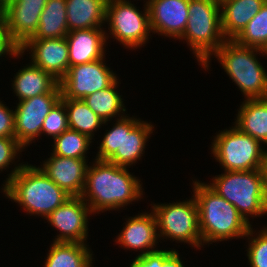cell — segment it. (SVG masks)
<instances>
[{
  "label": "cell",
  "instance_id": "cell-1",
  "mask_svg": "<svg viewBox=\"0 0 267 267\" xmlns=\"http://www.w3.org/2000/svg\"><path fill=\"white\" fill-rule=\"evenodd\" d=\"M94 162L87 168L80 196L92 213L116 210L142 197L141 181L129 173L127 167L97 159Z\"/></svg>",
  "mask_w": 267,
  "mask_h": 267
},
{
  "label": "cell",
  "instance_id": "cell-2",
  "mask_svg": "<svg viewBox=\"0 0 267 267\" xmlns=\"http://www.w3.org/2000/svg\"><path fill=\"white\" fill-rule=\"evenodd\" d=\"M12 169L3 185L5 196L27 212L47 218L71 196L58 187L42 170L27 164Z\"/></svg>",
  "mask_w": 267,
  "mask_h": 267
},
{
  "label": "cell",
  "instance_id": "cell-3",
  "mask_svg": "<svg viewBox=\"0 0 267 267\" xmlns=\"http://www.w3.org/2000/svg\"><path fill=\"white\" fill-rule=\"evenodd\" d=\"M193 183L192 197H195L198 205L203 245L247 235L252 225L244 220L233 204L218 195L206 183L198 180Z\"/></svg>",
  "mask_w": 267,
  "mask_h": 267
},
{
  "label": "cell",
  "instance_id": "cell-4",
  "mask_svg": "<svg viewBox=\"0 0 267 267\" xmlns=\"http://www.w3.org/2000/svg\"><path fill=\"white\" fill-rule=\"evenodd\" d=\"M256 54L267 56L266 51L242 46L234 39H227L212 54L245 95V99L267 97V72L256 58Z\"/></svg>",
  "mask_w": 267,
  "mask_h": 267
},
{
  "label": "cell",
  "instance_id": "cell-5",
  "mask_svg": "<svg viewBox=\"0 0 267 267\" xmlns=\"http://www.w3.org/2000/svg\"><path fill=\"white\" fill-rule=\"evenodd\" d=\"M189 17L185 32L179 40H186L203 68L209 67L212 54L227 40L221 28L219 0H189Z\"/></svg>",
  "mask_w": 267,
  "mask_h": 267
},
{
  "label": "cell",
  "instance_id": "cell-6",
  "mask_svg": "<svg viewBox=\"0 0 267 267\" xmlns=\"http://www.w3.org/2000/svg\"><path fill=\"white\" fill-rule=\"evenodd\" d=\"M120 115L113 128L106 130L96 159L128 167L135 165L143 156L146 141L153 133L154 126L134 117Z\"/></svg>",
  "mask_w": 267,
  "mask_h": 267
},
{
  "label": "cell",
  "instance_id": "cell-7",
  "mask_svg": "<svg viewBox=\"0 0 267 267\" xmlns=\"http://www.w3.org/2000/svg\"><path fill=\"white\" fill-rule=\"evenodd\" d=\"M212 180L207 185L233 204L247 223L250 224L248 216L261 217L267 214V196L260 169L225 171Z\"/></svg>",
  "mask_w": 267,
  "mask_h": 267
},
{
  "label": "cell",
  "instance_id": "cell-8",
  "mask_svg": "<svg viewBox=\"0 0 267 267\" xmlns=\"http://www.w3.org/2000/svg\"><path fill=\"white\" fill-rule=\"evenodd\" d=\"M260 145L259 140L232 126L214 137L211 153L224 171H250L260 169L267 152Z\"/></svg>",
  "mask_w": 267,
  "mask_h": 267
},
{
  "label": "cell",
  "instance_id": "cell-9",
  "mask_svg": "<svg viewBox=\"0 0 267 267\" xmlns=\"http://www.w3.org/2000/svg\"><path fill=\"white\" fill-rule=\"evenodd\" d=\"M158 235L179 242L189 243L192 247L203 244L199 228V210L194 198L169 204H153ZM160 230V231H159Z\"/></svg>",
  "mask_w": 267,
  "mask_h": 267
},
{
  "label": "cell",
  "instance_id": "cell-10",
  "mask_svg": "<svg viewBox=\"0 0 267 267\" xmlns=\"http://www.w3.org/2000/svg\"><path fill=\"white\" fill-rule=\"evenodd\" d=\"M140 13L131 1L108 0L106 22L110 35L121 42L124 47L137 49L142 47L150 36V19L147 4Z\"/></svg>",
  "mask_w": 267,
  "mask_h": 267
},
{
  "label": "cell",
  "instance_id": "cell-11",
  "mask_svg": "<svg viewBox=\"0 0 267 267\" xmlns=\"http://www.w3.org/2000/svg\"><path fill=\"white\" fill-rule=\"evenodd\" d=\"M61 99L58 84L51 92L19 101L14 111V138L25 148L41 135L44 119Z\"/></svg>",
  "mask_w": 267,
  "mask_h": 267
},
{
  "label": "cell",
  "instance_id": "cell-12",
  "mask_svg": "<svg viewBox=\"0 0 267 267\" xmlns=\"http://www.w3.org/2000/svg\"><path fill=\"white\" fill-rule=\"evenodd\" d=\"M104 60L102 58L70 66L66 75L59 81L61 98L83 99L110 86L117 77L113 70L103 63Z\"/></svg>",
  "mask_w": 267,
  "mask_h": 267
},
{
  "label": "cell",
  "instance_id": "cell-13",
  "mask_svg": "<svg viewBox=\"0 0 267 267\" xmlns=\"http://www.w3.org/2000/svg\"><path fill=\"white\" fill-rule=\"evenodd\" d=\"M88 214H93L81 197H71L54 210L45 220L60 234L54 242H77L86 244Z\"/></svg>",
  "mask_w": 267,
  "mask_h": 267
},
{
  "label": "cell",
  "instance_id": "cell-14",
  "mask_svg": "<svg viewBox=\"0 0 267 267\" xmlns=\"http://www.w3.org/2000/svg\"><path fill=\"white\" fill-rule=\"evenodd\" d=\"M47 1L13 0L5 5L6 31L17 48L37 32L40 15Z\"/></svg>",
  "mask_w": 267,
  "mask_h": 267
},
{
  "label": "cell",
  "instance_id": "cell-15",
  "mask_svg": "<svg viewBox=\"0 0 267 267\" xmlns=\"http://www.w3.org/2000/svg\"><path fill=\"white\" fill-rule=\"evenodd\" d=\"M28 49L32 56L30 63L50 73L58 81L69 70L68 43L65 37L28 39L18 51L23 55Z\"/></svg>",
  "mask_w": 267,
  "mask_h": 267
},
{
  "label": "cell",
  "instance_id": "cell-16",
  "mask_svg": "<svg viewBox=\"0 0 267 267\" xmlns=\"http://www.w3.org/2000/svg\"><path fill=\"white\" fill-rule=\"evenodd\" d=\"M147 6L153 33L176 40L182 37L189 17V0H150Z\"/></svg>",
  "mask_w": 267,
  "mask_h": 267
},
{
  "label": "cell",
  "instance_id": "cell-17",
  "mask_svg": "<svg viewBox=\"0 0 267 267\" xmlns=\"http://www.w3.org/2000/svg\"><path fill=\"white\" fill-rule=\"evenodd\" d=\"M87 159H77L52 154L41 170L71 197H80L84 190Z\"/></svg>",
  "mask_w": 267,
  "mask_h": 267
},
{
  "label": "cell",
  "instance_id": "cell-18",
  "mask_svg": "<svg viewBox=\"0 0 267 267\" xmlns=\"http://www.w3.org/2000/svg\"><path fill=\"white\" fill-rule=\"evenodd\" d=\"M129 218L115 242L126 249L141 250L139 256L157 251L154 246L158 243L159 235L154 213L144 212Z\"/></svg>",
  "mask_w": 267,
  "mask_h": 267
},
{
  "label": "cell",
  "instance_id": "cell-19",
  "mask_svg": "<svg viewBox=\"0 0 267 267\" xmlns=\"http://www.w3.org/2000/svg\"><path fill=\"white\" fill-rule=\"evenodd\" d=\"M102 28L80 29L68 32L69 65L76 66L105 58L104 50L108 39Z\"/></svg>",
  "mask_w": 267,
  "mask_h": 267
},
{
  "label": "cell",
  "instance_id": "cell-20",
  "mask_svg": "<svg viewBox=\"0 0 267 267\" xmlns=\"http://www.w3.org/2000/svg\"><path fill=\"white\" fill-rule=\"evenodd\" d=\"M221 28L226 39H235L257 15L266 0H219Z\"/></svg>",
  "mask_w": 267,
  "mask_h": 267
},
{
  "label": "cell",
  "instance_id": "cell-21",
  "mask_svg": "<svg viewBox=\"0 0 267 267\" xmlns=\"http://www.w3.org/2000/svg\"><path fill=\"white\" fill-rule=\"evenodd\" d=\"M107 2L108 0H66L68 31L101 28L106 22Z\"/></svg>",
  "mask_w": 267,
  "mask_h": 267
},
{
  "label": "cell",
  "instance_id": "cell-22",
  "mask_svg": "<svg viewBox=\"0 0 267 267\" xmlns=\"http://www.w3.org/2000/svg\"><path fill=\"white\" fill-rule=\"evenodd\" d=\"M59 81L50 73L33 65H26L19 70L14 77L12 88L18 96L19 101H23L41 94L51 92Z\"/></svg>",
  "mask_w": 267,
  "mask_h": 267
},
{
  "label": "cell",
  "instance_id": "cell-23",
  "mask_svg": "<svg viewBox=\"0 0 267 267\" xmlns=\"http://www.w3.org/2000/svg\"><path fill=\"white\" fill-rule=\"evenodd\" d=\"M243 133L267 145V97L245 99L234 124Z\"/></svg>",
  "mask_w": 267,
  "mask_h": 267
},
{
  "label": "cell",
  "instance_id": "cell-24",
  "mask_svg": "<svg viewBox=\"0 0 267 267\" xmlns=\"http://www.w3.org/2000/svg\"><path fill=\"white\" fill-rule=\"evenodd\" d=\"M92 256L86 244L53 241L44 267H92Z\"/></svg>",
  "mask_w": 267,
  "mask_h": 267
},
{
  "label": "cell",
  "instance_id": "cell-25",
  "mask_svg": "<svg viewBox=\"0 0 267 267\" xmlns=\"http://www.w3.org/2000/svg\"><path fill=\"white\" fill-rule=\"evenodd\" d=\"M68 32L66 0H48L37 32L30 39L64 38Z\"/></svg>",
  "mask_w": 267,
  "mask_h": 267
},
{
  "label": "cell",
  "instance_id": "cell-26",
  "mask_svg": "<svg viewBox=\"0 0 267 267\" xmlns=\"http://www.w3.org/2000/svg\"><path fill=\"white\" fill-rule=\"evenodd\" d=\"M65 102L69 129L78 131L91 140L94 132L102 124H107L101 117L95 114L83 101V99L61 98Z\"/></svg>",
  "mask_w": 267,
  "mask_h": 267
},
{
  "label": "cell",
  "instance_id": "cell-27",
  "mask_svg": "<svg viewBox=\"0 0 267 267\" xmlns=\"http://www.w3.org/2000/svg\"><path fill=\"white\" fill-rule=\"evenodd\" d=\"M118 83V79H116L107 88L96 91L83 98L86 105L105 122L111 121L110 119L116 117L117 114L119 117L120 113L126 111L123 98H121L120 93L116 90Z\"/></svg>",
  "mask_w": 267,
  "mask_h": 267
},
{
  "label": "cell",
  "instance_id": "cell-28",
  "mask_svg": "<svg viewBox=\"0 0 267 267\" xmlns=\"http://www.w3.org/2000/svg\"><path fill=\"white\" fill-rule=\"evenodd\" d=\"M234 40L242 46L267 52V0Z\"/></svg>",
  "mask_w": 267,
  "mask_h": 267
},
{
  "label": "cell",
  "instance_id": "cell-29",
  "mask_svg": "<svg viewBox=\"0 0 267 267\" xmlns=\"http://www.w3.org/2000/svg\"><path fill=\"white\" fill-rule=\"evenodd\" d=\"M53 152L56 156L86 159L85 156L93 142L91 139L78 131L67 129L61 135L55 137Z\"/></svg>",
  "mask_w": 267,
  "mask_h": 267
},
{
  "label": "cell",
  "instance_id": "cell-30",
  "mask_svg": "<svg viewBox=\"0 0 267 267\" xmlns=\"http://www.w3.org/2000/svg\"><path fill=\"white\" fill-rule=\"evenodd\" d=\"M67 129H69L67 110L65 102L60 99L44 119L41 134L45 133L54 139Z\"/></svg>",
  "mask_w": 267,
  "mask_h": 267
},
{
  "label": "cell",
  "instance_id": "cell-31",
  "mask_svg": "<svg viewBox=\"0 0 267 267\" xmlns=\"http://www.w3.org/2000/svg\"><path fill=\"white\" fill-rule=\"evenodd\" d=\"M260 232V233H259ZM256 233L253 236V228H249L248 233L245 237H248L251 243L248 245L247 256L249 265L251 267H267V227Z\"/></svg>",
  "mask_w": 267,
  "mask_h": 267
},
{
  "label": "cell",
  "instance_id": "cell-32",
  "mask_svg": "<svg viewBox=\"0 0 267 267\" xmlns=\"http://www.w3.org/2000/svg\"><path fill=\"white\" fill-rule=\"evenodd\" d=\"M23 149L25 148L15 138L0 137V170L3 171L15 162V156Z\"/></svg>",
  "mask_w": 267,
  "mask_h": 267
},
{
  "label": "cell",
  "instance_id": "cell-33",
  "mask_svg": "<svg viewBox=\"0 0 267 267\" xmlns=\"http://www.w3.org/2000/svg\"><path fill=\"white\" fill-rule=\"evenodd\" d=\"M172 251L157 250L142 256H136L130 267H163V260Z\"/></svg>",
  "mask_w": 267,
  "mask_h": 267
},
{
  "label": "cell",
  "instance_id": "cell-34",
  "mask_svg": "<svg viewBox=\"0 0 267 267\" xmlns=\"http://www.w3.org/2000/svg\"><path fill=\"white\" fill-rule=\"evenodd\" d=\"M14 111L0 101V137L14 138Z\"/></svg>",
  "mask_w": 267,
  "mask_h": 267
},
{
  "label": "cell",
  "instance_id": "cell-35",
  "mask_svg": "<svg viewBox=\"0 0 267 267\" xmlns=\"http://www.w3.org/2000/svg\"><path fill=\"white\" fill-rule=\"evenodd\" d=\"M5 54L19 57L21 53L18 51V48L10 41L7 31L6 23H0V57Z\"/></svg>",
  "mask_w": 267,
  "mask_h": 267
},
{
  "label": "cell",
  "instance_id": "cell-36",
  "mask_svg": "<svg viewBox=\"0 0 267 267\" xmlns=\"http://www.w3.org/2000/svg\"><path fill=\"white\" fill-rule=\"evenodd\" d=\"M179 253L174 249L163 260V267H185L182 264Z\"/></svg>",
  "mask_w": 267,
  "mask_h": 267
},
{
  "label": "cell",
  "instance_id": "cell-37",
  "mask_svg": "<svg viewBox=\"0 0 267 267\" xmlns=\"http://www.w3.org/2000/svg\"><path fill=\"white\" fill-rule=\"evenodd\" d=\"M260 171L262 174L264 192L267 196V152L263 158V161H262V164L260 167Z\"/></svg>",
  "mask_w": 267,
  "mask_h": 267
},
{
  "label": "cell",
  "instance_id": "cell-38",
  "mask_svg": "<svg viewBox=\"0 0 267 267\" xmlns=\"http://www.w3.org/2000/svg\"><path fill=\"white\" fill-rule=\"evenodd\" d=\"M0 23H6L5 21V4L0 0Z\"/></svg>",
  "mask_w": 267,
  "mask_h": 267
},
{
  "label": "cell",
  "instance_id": "cell-39",
  "mask_svg": "<svg viewBox=\"0 0 267 267\" xmlns=\"http://www.w3.org/2000/svg\"><path fill=\"white\" fill-rule=\"evenodd\" d=\"M3 1V3L6 5V4H8L9 2H11V1H13V0H2Z\"/></svg>",
  "mask_w": 267,
  "mask_h": 267
},
{
  "label": "cell",
  "instance_id": "cell-40",
  "mask_svg": "<svg viewBox=\"0 0 267 267\" xmlns=\"http://www.w3.org/2000/svg\"><path fill=\"white\" fill-rule=\"evenodd\" d=\"M119 1H126V0H119ZM149 1H150V0H148V1L146 0V4H148V3H149Z\"/></svg>",
  "mask_w": 267,
  "mask_h": 267
}]
</instances>
